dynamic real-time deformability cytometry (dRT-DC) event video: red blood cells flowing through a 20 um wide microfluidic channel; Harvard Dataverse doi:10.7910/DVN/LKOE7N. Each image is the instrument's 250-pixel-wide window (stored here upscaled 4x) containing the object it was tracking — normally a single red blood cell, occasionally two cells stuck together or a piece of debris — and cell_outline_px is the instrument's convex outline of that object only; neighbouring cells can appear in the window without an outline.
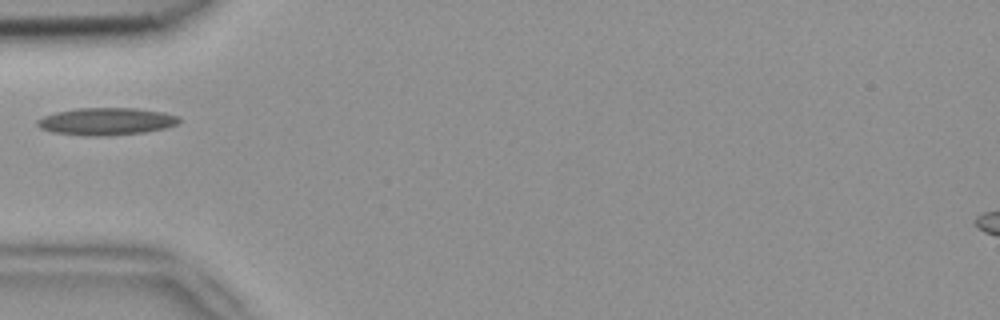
{"species": "common noctule bat (a hibernating species)", "species_latin": "Nyctalus noctula", "temperature_condition": "room temperature", "stored_images_in_passage": 5, "camera_frame_rate_fps": 3000, "um_per_image_px": 0.085, "animal": {"sex": "female", "body_mass_g": 18.4}, "frame": {"image": 1, "passage_image": 5, "time_ms": 1.333, "image_size_px": [1000, 320], "cell_outline_px": [[180, 120], [176, 124], [164, 128], [144, 132], [104, 136], [88, 136], [52, 132], [40, 128], [36, 124], [36, 120], [44, 116], [56, 112], [76, 108], [136, 108], [164, 112], [180, 116]], "centroid_in_image_um": [9.02, 10.31], "position_along_channel_um": 76.0, "area_um2": 22.6}}